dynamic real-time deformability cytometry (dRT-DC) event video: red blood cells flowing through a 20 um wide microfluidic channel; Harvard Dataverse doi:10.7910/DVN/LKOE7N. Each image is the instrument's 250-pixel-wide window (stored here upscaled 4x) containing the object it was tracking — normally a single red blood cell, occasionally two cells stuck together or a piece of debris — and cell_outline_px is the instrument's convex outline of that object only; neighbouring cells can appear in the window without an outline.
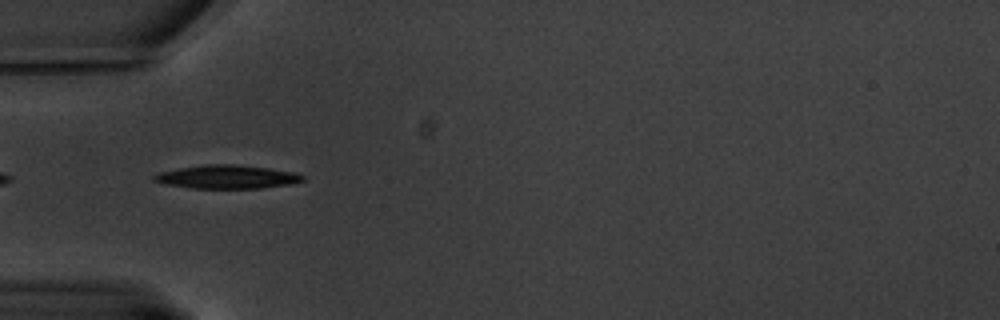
{"species": "common noctule bat (a hibernating species)", "species_latin": "Nyctalus noctula", "temperature_condition": "warm", "stored_images_in_passage": 6, "camera_frame_rate_fps": 3000, "um_per_image_px": 0.085, "animal": {"sex": "male", "body_mass_g": 20.1, "forearm_length_mm": 53.5}, "frame": {"image": 1, "passage_image": 3, "time_ms": 0.667, "image_size_px": [1000, 320], "cell_outline_px": [[304, 180], [292, 184], [260, 188], [192, 188], [168, 184], [152, 180], [152, 176], [160, 172], [176, 168], [204, 164], [232, 164], [268, 168], [296, 172], [304, 176]], "centroid_in_image_um": [19.3, 15.02], "position_along_channel_um": 65.7, "area_um2": 20.35}}
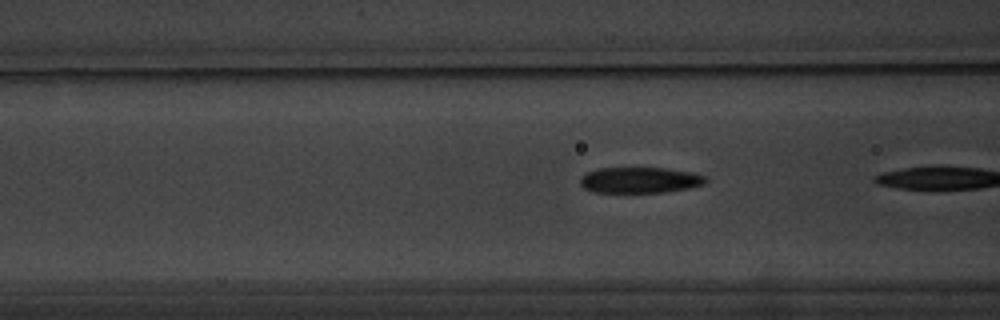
{"frame": {"image": 2, "passage_image": 5, "time_ms": 1.333, "image_size_px": [1000, 320], "cell_outline_px": [[708, 180], [704, 184], [688, 188], [664, 192], [592, 192], [584, 188], [580, 184], [580, 176], [588, 172], [600, 168], [664, 168], [696, 172], [708, 176]], "centroid_in_image_um": [54.43, 15.3], "position_along_channel_um": 112.2, "area_um2": 19.07}}